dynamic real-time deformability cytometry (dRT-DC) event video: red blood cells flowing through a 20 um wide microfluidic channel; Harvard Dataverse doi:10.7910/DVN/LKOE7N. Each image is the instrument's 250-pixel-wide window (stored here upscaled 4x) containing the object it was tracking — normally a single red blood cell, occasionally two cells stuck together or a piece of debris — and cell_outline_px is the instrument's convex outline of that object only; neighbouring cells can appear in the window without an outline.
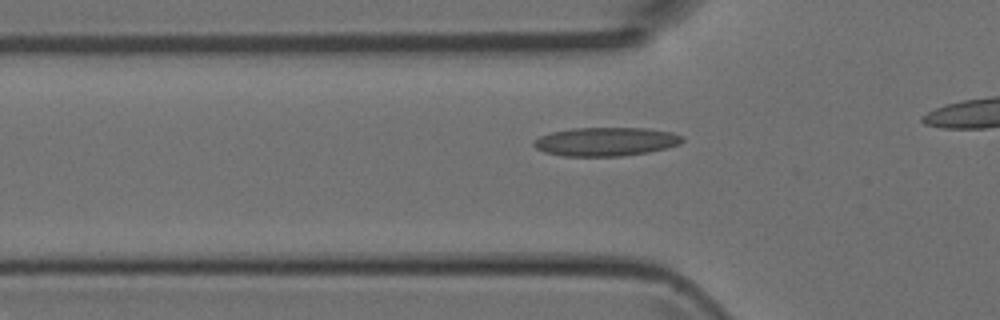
{"species": "Egyptian fruit bat (a non-hibernating species)", "species_latin": "Rousettus aegyptiacus", "temperature_condition": "room temperature", "stored_images_in_passage": 20, "camera_frame_rate_fps": 3000, "um_per_image_px": 0.085, "animal": {"sex": "female"}, "frame": {"image": 1, "passage_image": 12, "time_ms": 3.667, "image_size_px": [1000, 320], "cell_outline_px": [[684, 140], [680, 144], [648, 152], [620, 156], [564, 156], [544, 152], [536, 148], [532, 144], [532, 140], [540, 136], [552, 132], [572, 128], [644, 128], [672, 132], [684, 136]], "centroid_in_image_um": [51.48, 12.03], "position_along_channel_um": 74.3, "area_um2": 24.85}}
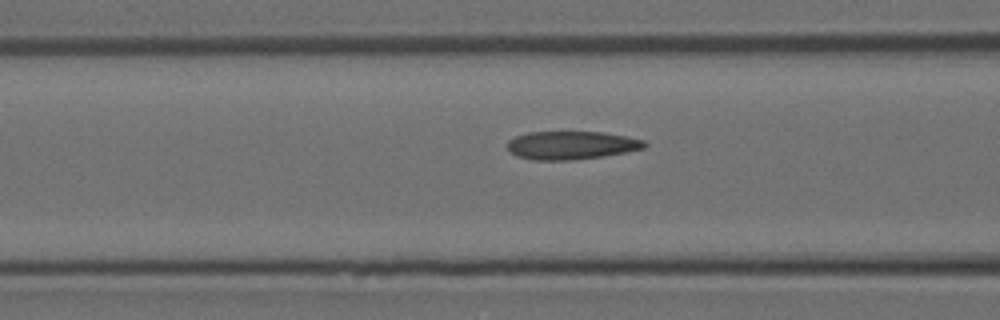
{"frame": {"image": 2, "passage_image": 15, "time_ms": 4.667, "image_size_px": [1000, 320], "cell_outline_px": [[648, 144], [644, 148], [604, 156], [572, 160], [532, 160], [516, 156], [508, 152], [508, 140], [516, 136], [528, 132], [604, 132], [644, 140]], "centroid_in_image_um": [48.53, 12.35], "position_along_channel_um": 118.1, "area_um2": 22.6}}